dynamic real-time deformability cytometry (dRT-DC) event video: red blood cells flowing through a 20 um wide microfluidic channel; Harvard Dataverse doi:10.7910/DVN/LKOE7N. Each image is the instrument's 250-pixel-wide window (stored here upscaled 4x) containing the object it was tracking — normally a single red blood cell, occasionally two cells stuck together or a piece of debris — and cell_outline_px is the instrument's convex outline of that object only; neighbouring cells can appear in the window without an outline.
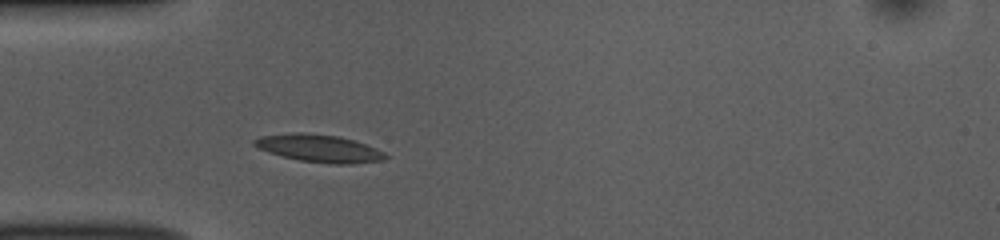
{"species": "common noctule bat (a hibernating species)", "species_latin": "Nyctalus noctula", "temperature_condition": "room temperature", "stored_images_in_passage": 41, "camera_frame_rate_fps": 3000, "um_per_image_px": 0.085, "animal": {"sex": "female", "body_mass_g": 10.0, "forearm_length_mm": 53.1}, "frame": {"image": 1, "passage_image": 4, "time_ms": 1.0, "image_size_px": [1000, 240], "cell_outline_px": [[388, 156], [384, 160], [352, 164], [332, 164], [300, 160], [268, 152], [252, 144], [252, 140], [260, 136], [292, 132], [304, 132], [340, 136], [376, 148], [384, 152]], "centroid_in_image_um": [27.12, 12.6], "position_along_channel_um": 57.9, "area_um2": 21.04}}
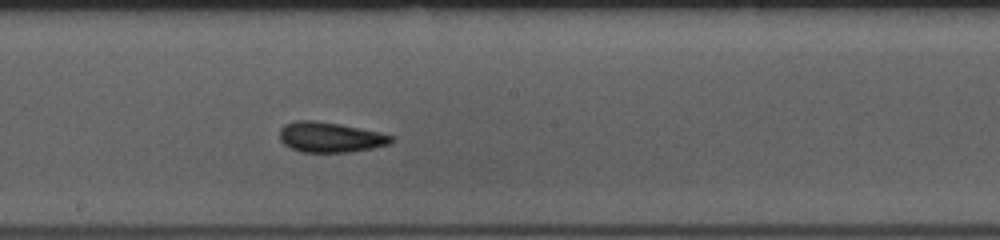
{"frame": {"image": 2, "passage_image": 17, "time_ms": 5.333, "image_size_px": [1000, 240], "cell_outline_px": [[396, 136], [388, 144], [372, 148], [348, 152], [300, 152], [284, 144], [280, 140], [280, 128], [284, 124], [296, 120], [312, 120], [340, 124], [380, 132]], "centroid_in_image_um": [28.05, 11.66], "position_along_channel_um": 220.1, "area_um2": 19.65}}
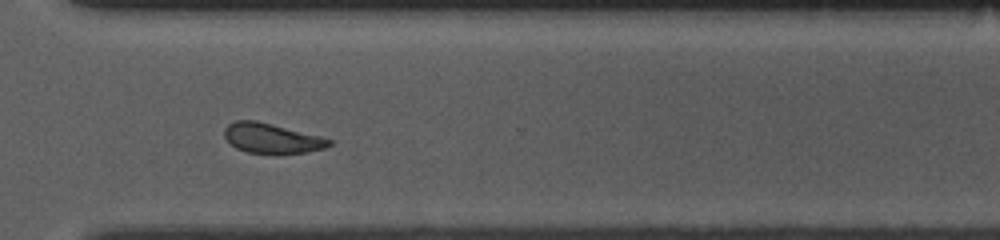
{"frame": {"image": 3, "passage_image": 27, "time_ms": 8.667, "image_size_px": [1000, 240], "cell_outline_px": [[332, 144], [324, 148], [304, 152], [248, 152], [236, 148], [224, 136], [224, 128], [228, 124], [236, 120], [256, 120], [320, 136], [332, 140]], "centroid_in_image_um": [23.07, 11.72], "position_along_channel_um": 347.5, "area_um2": 17.74}, "authors_computed_cell_mechanics": {"area_um2": 19.1318, "velocity_mm_per_s": 3.8212, "shape_relaxation_time_tau1_ms": 3.5858, "shape_relaxation_time_tau2_ms": 2.4948, "deformation_change_tau1": 0.124, "deformation_change_tau2": 0.0969}}